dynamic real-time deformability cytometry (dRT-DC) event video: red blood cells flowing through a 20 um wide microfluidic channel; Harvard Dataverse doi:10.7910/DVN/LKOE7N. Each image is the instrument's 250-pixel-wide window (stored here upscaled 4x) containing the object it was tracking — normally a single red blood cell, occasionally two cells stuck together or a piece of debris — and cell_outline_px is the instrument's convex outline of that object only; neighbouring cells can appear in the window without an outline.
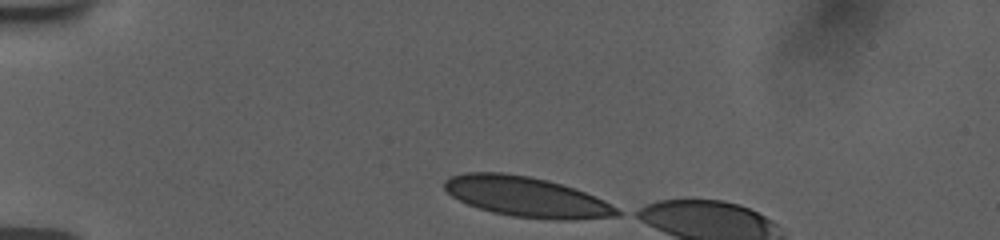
{"species": "human", "species_latin": "Homo sapiens", "temperature_condition": "room temperature", "stored_images_in_passage": 6, "camera_frame_rate_fps": 3000, "um_per_image_px": 0.085, "donor": {"sex": "female"}, "frame": {"image": 1, "passage_image": 1, "time_ms": 0.0, "image_size_px": [1000, 240], "cell_outline_px": [[624, 212], [620, 216], [572, 220], [560, 220], [512, 216], [492, 212], [468, 204], [452, 196], [444, 188], [444, 180], [452, 176], [464, 172], [504, 172], [528, 176], [548, 180], [584, 192], [604, 200]], "centroid_in_image_um": [44.77, 16.73], "position_along_channel_um": 40.2, "area_um2": 40.23}}